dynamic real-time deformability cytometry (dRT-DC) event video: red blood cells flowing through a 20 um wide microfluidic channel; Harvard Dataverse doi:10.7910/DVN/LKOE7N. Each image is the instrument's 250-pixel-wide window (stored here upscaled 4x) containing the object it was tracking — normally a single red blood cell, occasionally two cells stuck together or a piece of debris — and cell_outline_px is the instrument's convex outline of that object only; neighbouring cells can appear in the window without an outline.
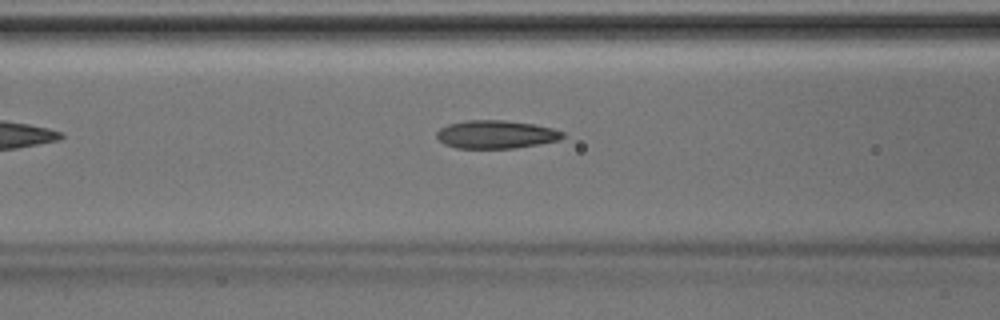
{"species": "Egyptian fruit bat (a non-hibernating species)", "species_latin": "Rousettus aegyptiacus", "temperature_condition": "room temperature", "stored_images_in_passage": 28, "camera_frame_rate_fps": 3000, "um_per_image_px": 0.085, "animal": {"sex": "male"}, "frame": {"image": 1, "passage_image": 5, "time_ms": 1.333, "image_size_px": [1000, 320], "cell_outline_px": [[564, 136], [560, 140], [516, 148], [456, 148], [444, 144], [436, 136], [436, 132], [440, 128], [448, 124], [468, 120], [504, 120], [532, 124], [552, 128], [564, 132]], "centroid_in_image_um": [42.15, 11.43], "position_along_channel_um": 124.5, "area_um2": 20.63}}
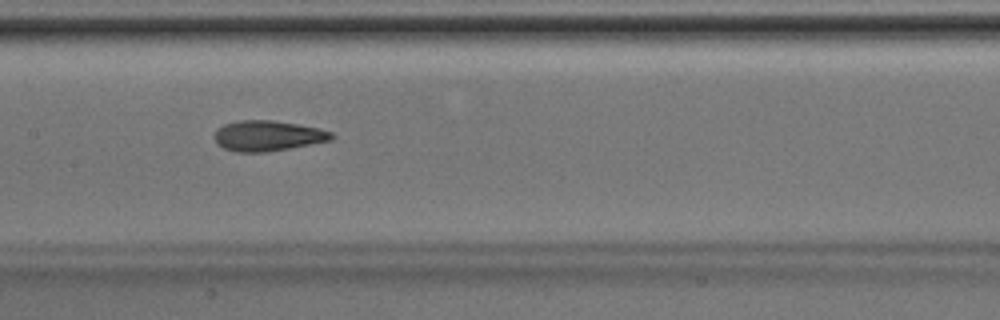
{"frame": {"image": 2, "passage_image": 9, "time_ms": 2.667, "image_size_px": [1000, 320], "cell_outline_px": [[336, 136], [332, 140], [288, 148], [264, 152], [236, 152], [224, 148], [216, 144], [212, 136], [216, 128], [224, 124], [240, 120], [272, 120], [320, 128], [332, 132]], "centroid_in_image_um": [22.72, 11.54], "position_along_channel_um": 184.7, "area_um2": 20.92}}